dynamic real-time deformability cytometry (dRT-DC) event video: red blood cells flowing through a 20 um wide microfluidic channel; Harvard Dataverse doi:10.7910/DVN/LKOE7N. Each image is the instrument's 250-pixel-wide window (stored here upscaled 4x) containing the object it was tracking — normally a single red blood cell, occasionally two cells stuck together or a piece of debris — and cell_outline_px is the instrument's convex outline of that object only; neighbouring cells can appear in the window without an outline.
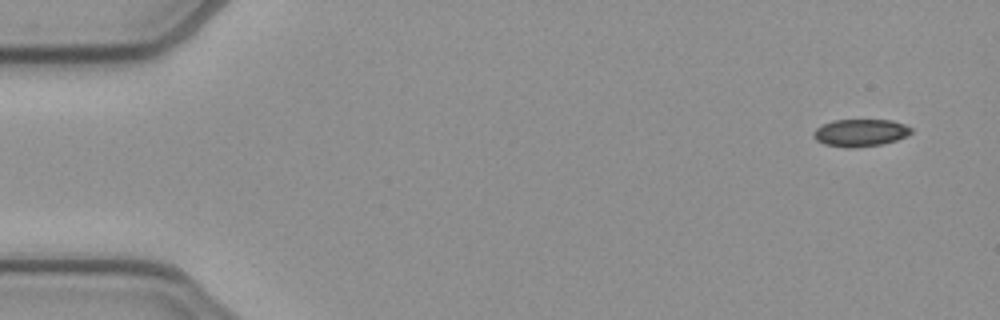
{"species": "common noctule bat (a hibernating species)", "species_latin": "Nyctalus noctula", "temperature_condition": "cold", "stored_images_in_passage": 50, "camera_frame_rate_fps": 3000, "um_per_image_px": 0.085, "animal": {"sex": "female", "body_mass_g": 21.9}, "frame": {"image": 1, "passage_image": 1, "time_ms": 0.0, "image_size_px": [1000, 320], "cell_outline_px": [[912, 132], [896, 140], [880, 144], [848, 148], [824, 144], [816, 140], [812, 136], [812, 132], [816, 128], [832, 120], [892, 120], [904, 124], [912, 128]], "centroid_in_image_um": [73.09, 11.27], "position_along_channel_um": 11.9, "area_um2": 15.43}}
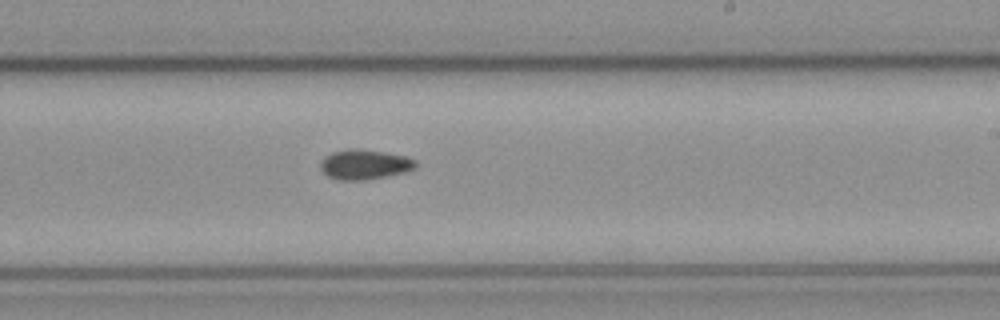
{"frame": {"image": 2, "passage_image": 29, "time_ms": 9.333, "image_size_px": [1000, 320], "cell_outline_px": [[416, 168], [404, 172], [384, 176], [360, 180], [336, 180], [328, 176], [320, 168], [320, 160], [324, 156], [332, 152], [352, 148], [356, 148], [384, 152], [404, 156], [416, 160]], "centroid_in_image_um": [30.94, 13.97], "position_along_channel_um": 258.1, "area_um2": 16.47}}
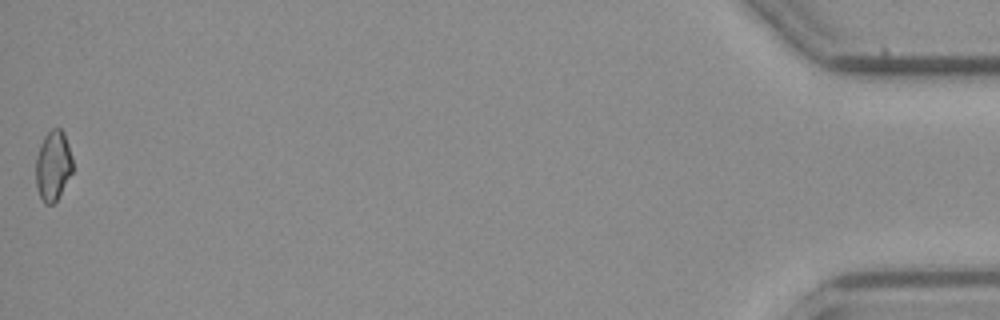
{"frame": {"image": 3, "passage_image": 50, "time_ms": 16.333, "image_size_px": [1000, 320], "cell_outline_px": [[72, 172], [56, 200], [52, 204], [44, 204], [36, 188], [36, 156], [40, 144], [44, 136], [52, 128], [60, 128], [64, 132], [72, 156]], "centroid_in_image_um": [4.5, 14.06], "position_along_channel_um": 430.7, "area_um2": 14.97}}